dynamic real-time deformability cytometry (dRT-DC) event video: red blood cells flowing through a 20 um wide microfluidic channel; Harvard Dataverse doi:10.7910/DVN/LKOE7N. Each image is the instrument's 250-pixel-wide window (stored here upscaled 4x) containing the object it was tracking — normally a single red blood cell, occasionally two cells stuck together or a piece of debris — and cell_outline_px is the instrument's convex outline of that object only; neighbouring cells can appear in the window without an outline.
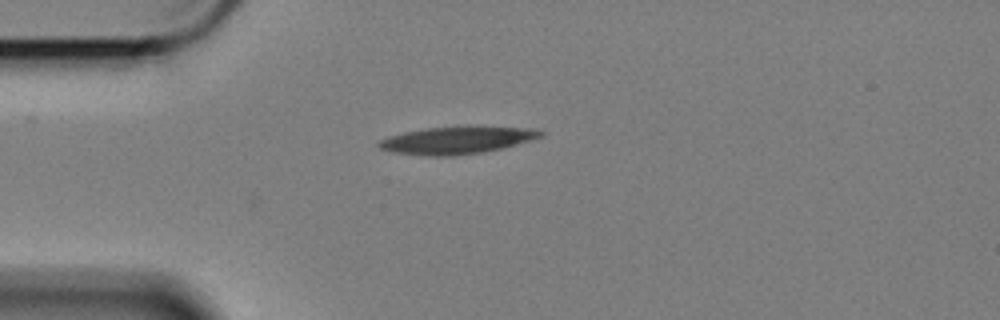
{"species": "Egyptian fruit bat (a non-hibernating species)", "species_latin": "Rousettus aegyptiacus", "temperature_condition": "cold", "stored_images_in_passage": 31, "camera_frame_rate_fps": 3000, "um_per_image_px": 0.085, "animal": {"sex": "female"}, "frame": {"image": 1, "passage_image": 1, "time_ms": 0.0, "image_size_px": [1000, 320], "cell_outline_px": [[544, 136], [516, 144], [484, 152], [452, 156], [428, 156], [392, 152], [380, 148], [376, 144], [380, 140], [388, 136], [404, 132], [424, 128], [468, 124], [536, 128], [544, 132]], "centroid_in_image_um": [38.87, 11.87], "position_along_channel_um": 46.1, "area_um2": 26.65}}
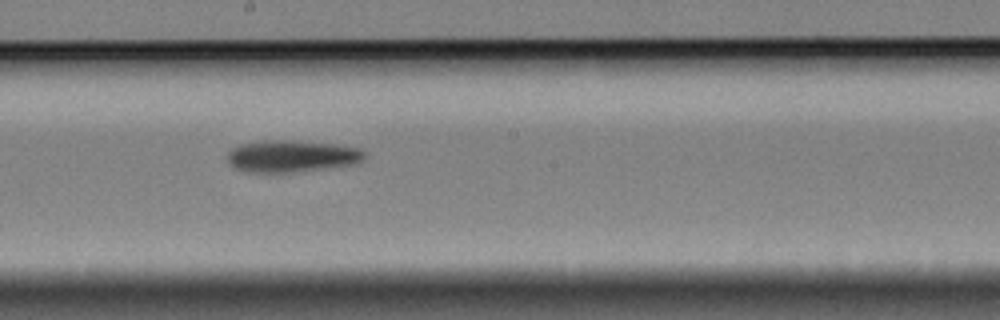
{"frame": {"image": 2, "passage_image": 18, "time_ms": 5.667, "image_size_px": [1000, 320], "cell_outline_px": [[364, 160], [356, 164], [292, 172], [244, 172], [232, 168], [228, 164], [228, 152], [232, 148], [240, 144], [264, 140], [292, 140], [332, 144], [360, 148], [364, 152]], "centroid_in_image_um": [24.75, 13.27], "position_along_channel_um": 223.5, "area_um2": 25.61}}
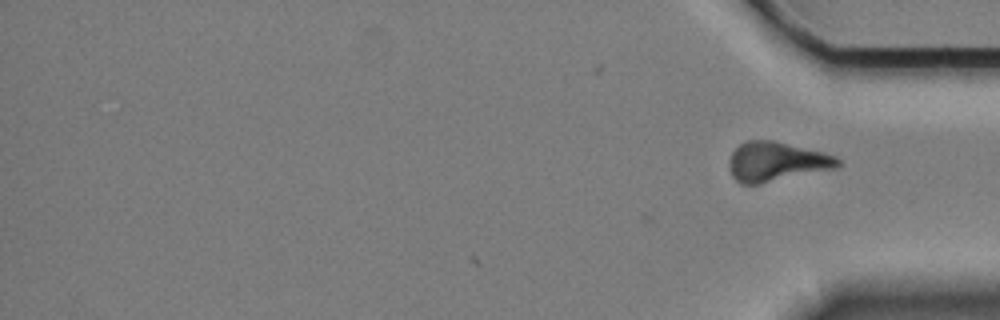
{"frame": {"image": 3, "passage_image": 31, "time_ms": 10.0, "image_size_px": [1000, 320], "cell_outline_px": [[840, 164], [836, 168], [760, 184], [740, 184], [732, 176], [728, 168], [728, 160], [732, 152], [744, 140], [776, 140], [824, 152], [836, 156], [840, 160]], "centroid_in_image_um": [65.97, 13.73], "position_along_channel_um": 369.2, "area_um2": 25.32}, "authors_computed_cell_mechanics": {"area_um2": 25.143, "velocity_mm_per_s": 3.3944, "shape_relaxation_time_tau1_ms": 7.1344, "shape_relaxation_time_tau2_ms": null, "deformation_change_tau1": 0.161, "deformation_change_tau2": null}}